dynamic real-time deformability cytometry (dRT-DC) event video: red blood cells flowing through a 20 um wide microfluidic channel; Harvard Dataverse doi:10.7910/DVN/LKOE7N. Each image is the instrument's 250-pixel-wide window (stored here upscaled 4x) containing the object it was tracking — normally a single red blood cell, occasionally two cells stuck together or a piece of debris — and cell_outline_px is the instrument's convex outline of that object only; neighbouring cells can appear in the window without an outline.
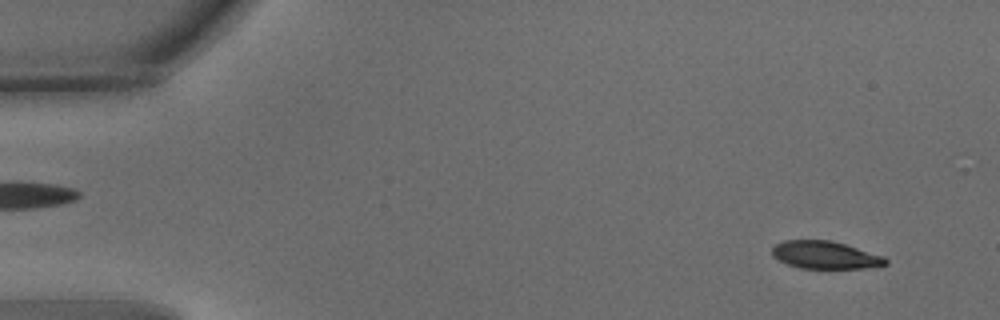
{"species": "common noctule bat (a hibernating species)", "species_latin": "Nyctalus noctula", "temperature_condition": "warm", "stored_images_in_passage": 56, "camera_frame_rate_fps": 3000, "um_per_image_px": 0.085, "animal": {"sex": "male", "body_mass_g": 15.6}, "frame": {"image": 1, "passage_image": 4, "time_ms": 1.0, "image_size_px": [1000, 320], "cell_outline_px": [[888, 264], [864, 268], [800, 268], [788, 264], [772, 256], [772, 248], [776, 244], [784, 240], [832, 240], [884, 256], [888, 260]], "centroid_in_image_um": [70.14, 21.67], "position_along_channel_um": 14.9, "area_um2": 18.21}}
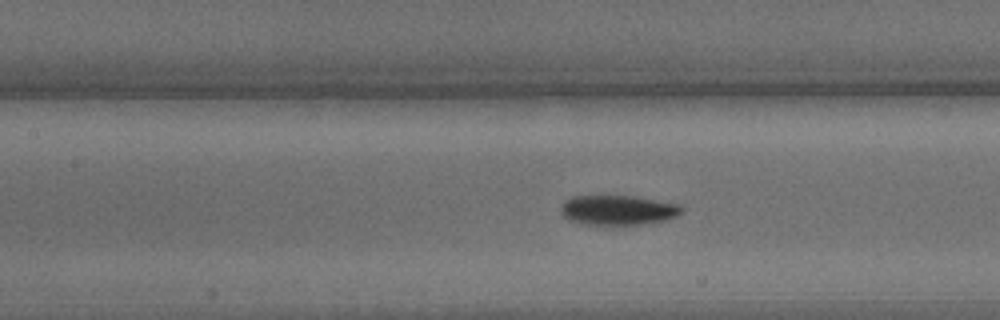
{"frame": {"image": 2, "passage_image": 25, "time_ms": 8.0, "image_size_px": [1000, 320], "cell_outline_px": [[684, 212], [668, 220], [644, 224], [580, 224], [564, 216], [560, 212], [560, 204], [564, 200], [572, 196], [632, 196], [680, 204], [684, 208]], "centroid_in_image_um": [52.54, 17.85], "position_along_channel_um": 154.9, "area_um2": 21.1}}
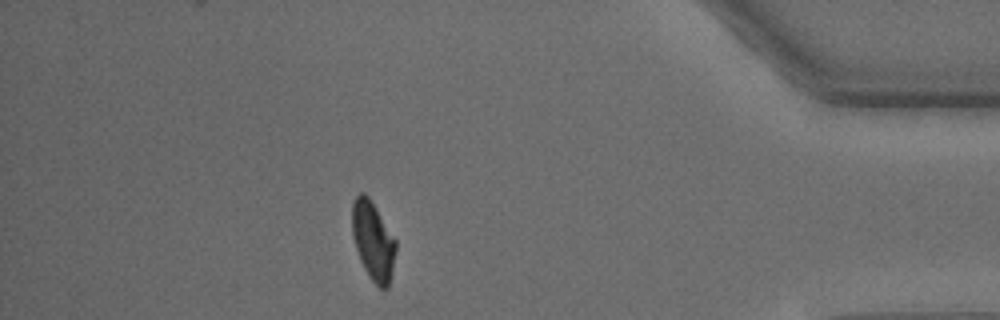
{"frame": {"image": 3, "passage_image": 49, "time_ms": 16.0, "image_size_px": [1000, 320], "cell_outline_px": [[396, 248], [388, 288], [380, 288], [368, 276], [360, 260], [352, 236], [352, 204], [356, 196], [360, 192], [364, 192], [372, 200], [396, 240]], "centroid_in_image_um": [31.7, 20.43], "position_along_channel_um": 403.5, "area_um2": 20.0}, "authors_computed_cell_mechanics": {"area_um2": 20.4612, "velocity_mm_per_s": 3.6313, "shape_relaxation_time_tau1_ms": 3.0313, "shape_relaxation_time_tau2_ms": 2.3513, "deformation_change_tau1": 0.1559, "deformation_change_tau2": 0.0688}}